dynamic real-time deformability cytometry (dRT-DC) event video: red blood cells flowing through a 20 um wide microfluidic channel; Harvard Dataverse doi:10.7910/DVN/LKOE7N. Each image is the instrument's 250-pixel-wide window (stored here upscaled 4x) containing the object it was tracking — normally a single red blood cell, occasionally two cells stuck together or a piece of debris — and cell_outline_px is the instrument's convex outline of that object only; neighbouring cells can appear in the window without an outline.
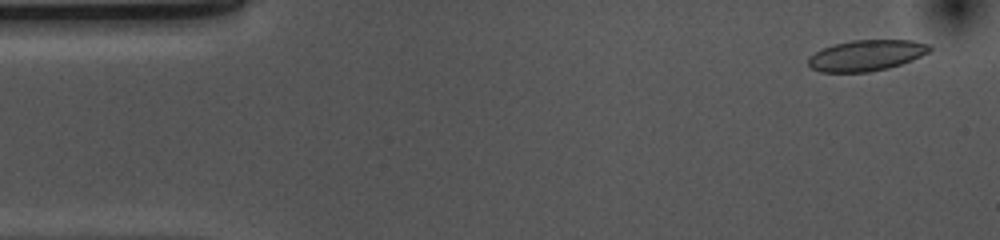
{"species": "common noctule bat (a hibernating species)", "species_latin": "Nyctalus noctula", "temperature_condition": "cold", "stored_images_in_passage": 52, "camera_frame_rate_fps": 3000, "um_per_image_px": 0.085, "animal": {"sex": "female", "body_mass_g": 10.0, "forearm_length_mm": 53.1}, "frame": {"image": 1, "passage_image": 2, "time_ms": 0.333, "image_size_px": [1000, 240], "cell_outline_px": [[932, 48], [928, 52], [912, 60], [888, 68], [868, 72], [820, 72], [812, 68], [808, 64], [808, 56], [832, 44], [852, 40], [912, 40], [928, 44]], "centroid_in_image_um": [73.62, 4.7], "position_along_channel_um": 11.4, "area_um2": 21.79}}
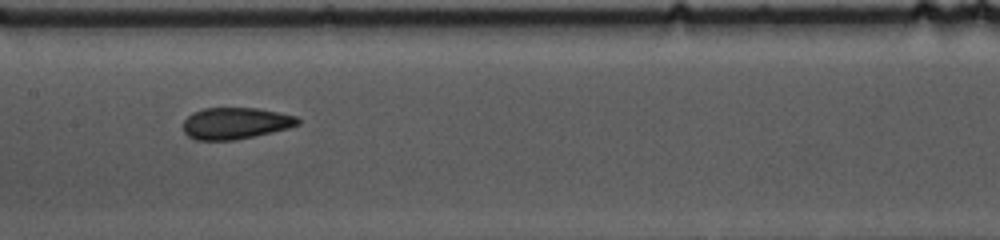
{"frame": {"image": 2, "passage_image": 24, "time_ms": 7.667, "image_size_px": [1000, 240], "cell_outline_px": [[300, 124], [288, 128], [272, 132], [236, 140], [196, 140], [188, 136], [184, 132], [184, 120], [192, 112], [204, 108], [256, 108], [296, 116], [300, 120]], "centroid_in_image_um": [20.0, 10.48], "position_along_channel_um": 187.4, "area_um2": 21.04}}
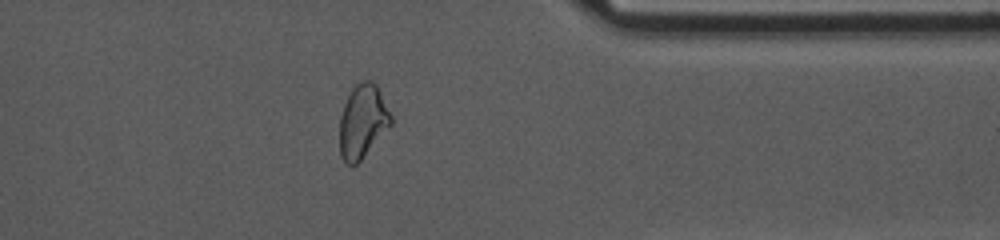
{"frame": {"image": 3, "passage_image": 41, "time_ms": 13.333, "image_size_px": [1000, 240], "cell_outline_px": [[392, 124], [360, 160], [356, 164], [348, 164], [340, 156], [340, 116], [344, 104], [352, 88], [356, 84], [364, 80], [372, 80], [376, 84], [392, 116]], "centroid_in_image_um": [30.82, 10.29], "position_along_channel_um": 380.6, "area_um2": 21.73}, "authors_computed_cell_mechanics": {"area_um2": 21.964, "velocity_mm_per_s": 3.6792, "shape_relaxation_time_tau1_ms": null, "shape_relaxation_time_tau2_ms": 1.9815, "deformation_change_tau1": null, "deformation_change_tau2": 0.0685}}